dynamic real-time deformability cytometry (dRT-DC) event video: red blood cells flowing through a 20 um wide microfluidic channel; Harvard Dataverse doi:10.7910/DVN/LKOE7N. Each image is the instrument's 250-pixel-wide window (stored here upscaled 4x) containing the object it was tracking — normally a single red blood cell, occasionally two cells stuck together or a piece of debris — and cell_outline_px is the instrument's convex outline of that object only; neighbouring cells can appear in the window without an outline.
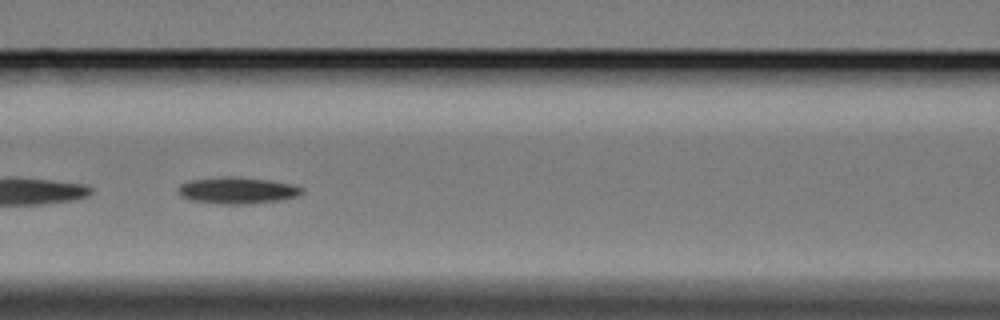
{"species": "Egyptian fruit bat (a non-hibernating species)", "species_latin": "Rousettus aegyptiacus", "temperature_condition": "cold", "stored_images_in_passage": 42, "segment_of_instrument_passage": [1, 2], "camera_frame_rate_fps": 3000, "um_per_image_px": 0.085, "animal": {"sex": "female"}, "frame": {"image": 1, "passage_image": 8, "time_ms": 2.333, "image_size_px": [1000, 320], "cell_outline_px": [[304, 192], [300, 196], [280, 200], [248, 204], [220, 204], [192, 200], [180, 196], [176, 188], [180, 184], [192, 180], [220, 176], [236, 176], [268, 180], [292, 184], [304, 188]], "centroid_in_image_um": [20.18, 16.18], "position_along_channel_um": 146.4, "area_um2": 19.42}}
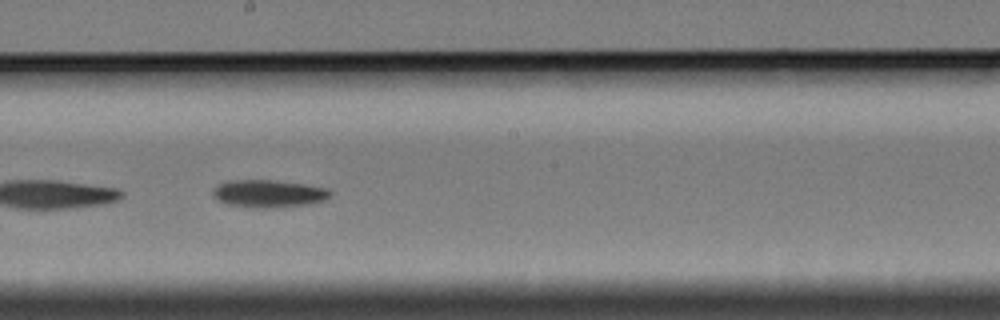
{"frame": {"image": 2, "passage_image": 15, "time_ms": 4.667, "image_size_px": [1000, 320], "cell_outline_px": [[332, 196], [324, 200], [308, 204], [276, 208], [252, 208], [228, 204], [216, 200], [212, 196], [212, 192], [220, 184], [228, 180], [272, 180], [304, 184], [328, 188], [332, 192]], "centroid_in_image_um": [22.84, 16.47], "position_along_channel_um": 225.4, "area_um2": 19.02}}
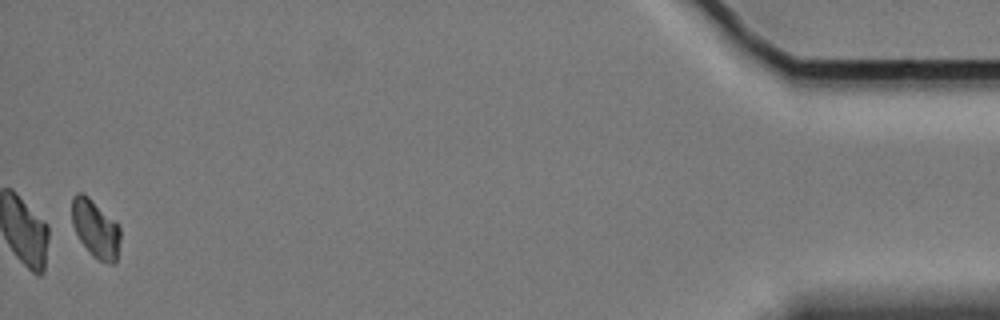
{"frame": {"image": 3, "passage_image": 40, "time_ms": 13.0, "image_size_px": [1000, 320], "cell_outline_px": [[120, 240], [116, 264], [108, 264], [92, 256], [80, 240], [72, 224], [72, 196], [76, 192], [84, 192], [116, 220], [120, 224]], "centroid_in_image_um": [8.14, 19.42], "position_along_channel_um": 427.1, "area_um2": 16.76}}